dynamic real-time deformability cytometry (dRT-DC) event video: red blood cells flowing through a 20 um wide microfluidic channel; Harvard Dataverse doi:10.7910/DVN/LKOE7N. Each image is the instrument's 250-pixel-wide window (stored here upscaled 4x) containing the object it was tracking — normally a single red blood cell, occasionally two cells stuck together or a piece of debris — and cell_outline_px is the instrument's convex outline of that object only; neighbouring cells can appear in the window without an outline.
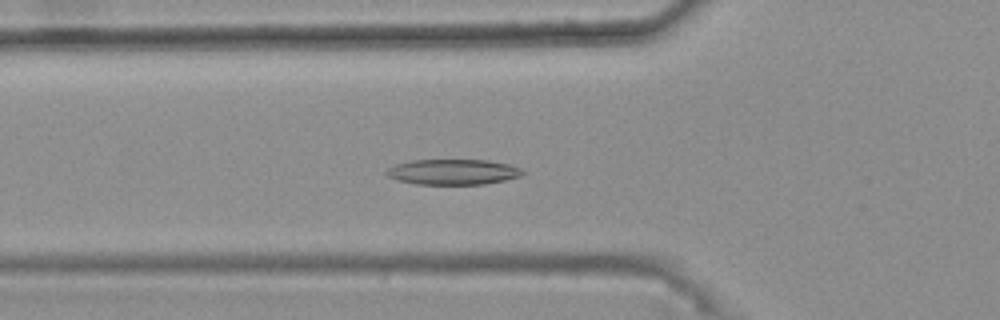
{"species": "common noctule bat (a hibernating species)", "species_latin": "Nyctalus noctula", "temperature_condition": "warm", "stored_images_in_passage": 28, "camera_frame_rate_fps": 3000, "um_per_image_px": 0.085, "animal": {"sex": "female", "body_mass_g": 25.1}, "frame": {"image": 1, "passage_image": 4, "time_ms": 1.0, "image_size_px": [1000, 320], "cell_outline_px": [[524, 172], [520, 176], [504, 180], [484, 184], [416, 184], [400, 180], [388, 176], [384, 172], [388, 168], [396, 164], [412, 160], [488, 160], [508, 164], [520, 168]], "centroid_in_image_um": [38.5, 14.61], "position_along_channel_um": 87.3, "area_um2": 20.0}}
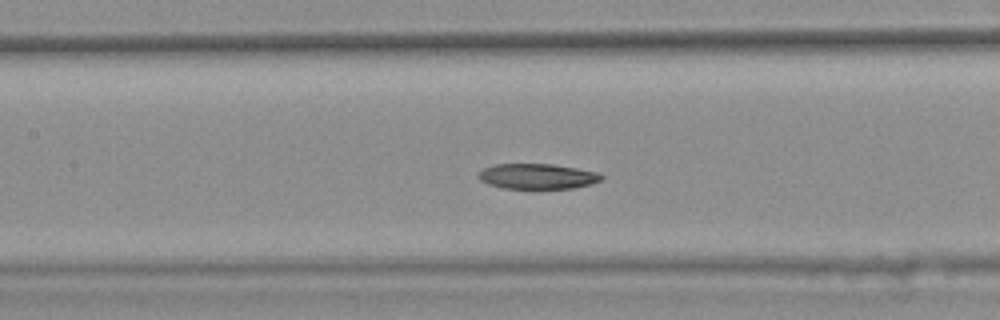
{"frame": {"image": 2, "passage_image": 10, "time_ms": 3.0, "image_size_px": [1000, 320], "cell_outline_px": [[604, 176], [600, 180], [592, 184], [576, 188], [504, 188], [488, 184], [480, 180], [476, 176], [484, 168], [496, 164], [552, 164], [576, 168], [596, 172]], "centroid_in_image_um": [45.67, 14.99], "position_along_channel_um": 161.7, "area_um2": 18.03}}
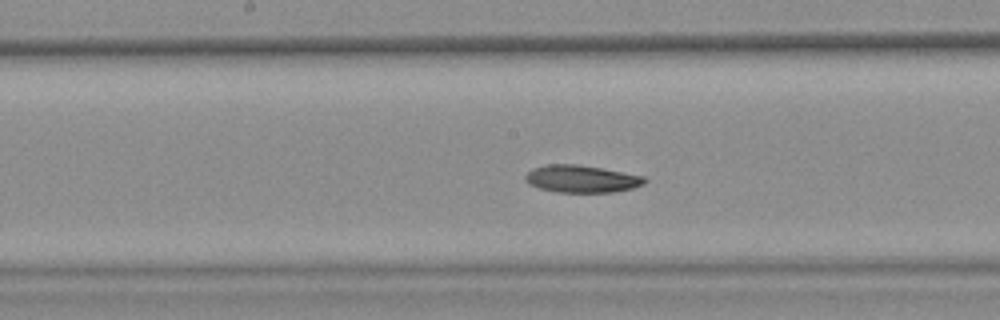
{"frame": {"image": 3, "passage_image": 13, "time_ms": 4.0, "image_size_px": [1000, 320], "cell_outline_px": [[648, 180], [644, 184], [632, 188], [612, 192], [556, 192], [540, 188], [528, 184], [524, 180], [524, 176], [532, 168], [548, 164], [576, 164], [600, 168], [644, 176]], "centroid_in_image_um": [49.4, 15.2], "position_along_channel_um": 198.8, "area_um2": 18.96}}